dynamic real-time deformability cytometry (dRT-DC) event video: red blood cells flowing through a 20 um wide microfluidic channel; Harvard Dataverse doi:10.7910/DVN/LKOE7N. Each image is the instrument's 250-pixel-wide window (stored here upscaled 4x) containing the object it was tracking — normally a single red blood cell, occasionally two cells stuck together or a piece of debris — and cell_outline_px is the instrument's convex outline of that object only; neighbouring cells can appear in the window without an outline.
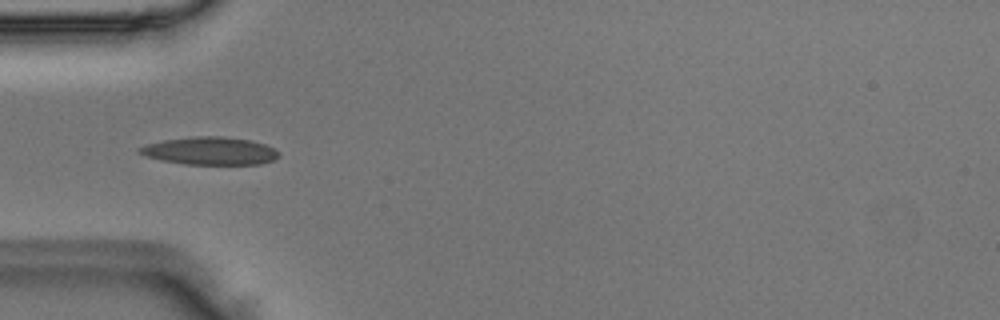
{"species": "Egyptian fruit bat (a non-hibernating species)", "species_latin": "Rousettus aegyptiacus", "temperature_condition": "room temperature", "stored_images_in_passage": 40, "camera_frame_rate_fps": 3000, "um_per_image_px": 0.085, "animal": {"sex": "male"}, "frame": {"image": 1, "passage_image": 12, "time_ms": 3.667, "image_size_px": [1000, 320], "cell_outline_px": [[280, 156], [272, 160], [260, 164], [184, 164], [160, 160], [136, 152], [136, 148], [148, 144], [164, 140], [192, 136], [224, 136], [252, 140], [276, 148], [280, 152]], "centroid_in_image_um": [17.87, 12.82], "position_along_channel_um": 67.1, "area_um2": 22.72}}
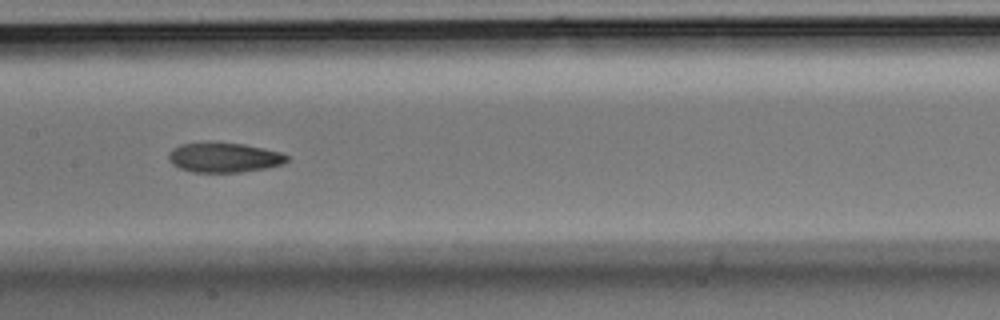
{"frame": {"image": 2, "passage_image": 21, "time_ms": 6.667, "image_size_px": [1000, 320], "cell_outline_px": [[288, 160], [284, 164], [264, 168], [240, 172], [192, 172], [180, 168], [172, 164], [168, 160], [168, 156], [172, 148], [180, 144], [212, 140], [244, 144], [264, 148], [280, 152], [288, 156]], "centroid_in_image_um": [19.01, 13.35], "position_along_channel_um": 188.4, "area_um2": 20.98}}
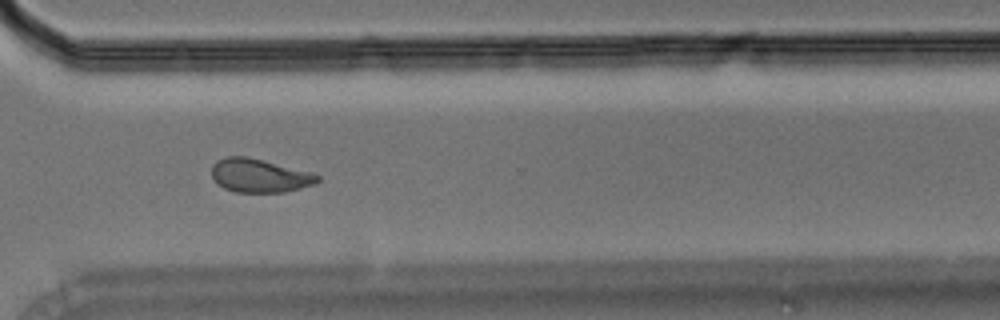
{"frame": {"image": 3, "passage_image": 33, "time_ms": 10.667, "image_size_px": [1000, 320], "cell_outline_px": [[320, 180], [316, 184], [284, 192], [236, 192], [224, 188], [216, 184], [212, 180], [212, 164], [216, 160], [228, 156], [244, 156], [312, 172], [320, 176]], "centroid_in_image_um": [22.03, 14.93], "position_along_channel_um": 348.6, "area_um2": 20.75}}